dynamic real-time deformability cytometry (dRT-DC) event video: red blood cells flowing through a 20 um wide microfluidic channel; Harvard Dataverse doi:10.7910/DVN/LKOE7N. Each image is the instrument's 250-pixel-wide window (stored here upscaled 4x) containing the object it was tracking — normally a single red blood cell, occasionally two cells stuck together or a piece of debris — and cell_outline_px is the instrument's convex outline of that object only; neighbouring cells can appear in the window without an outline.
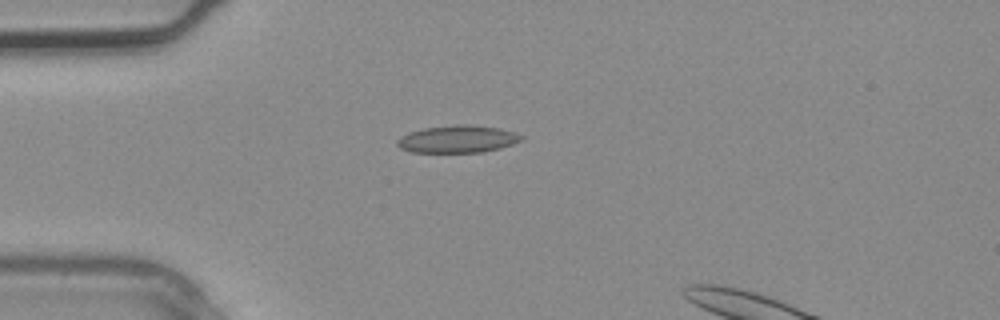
{"species": "common noctule bat (a hibernating species)", "species_latin": "Nyctalus noctula", "temperature_condition": "warm", "stored_images_in_passage": 3, "camera_frame_rate_fps": 3000, "um_per_image_px": 0.085, "animal": {"sex": "male", "body_mass_g": 20.4}, "frame": {"image": 1, "passage_image": 2, "time_ms": 0.333, "image_size_px": [1000, 320], "cell_outline_px": [[524, 140], [500, 148], [484, 152], [412, 152], [400, 148], [396, 144], [396, 140], [408, 132], [424, 128], [460, 124], [464, 124], [500, 128], [524, 136]], "centroid_in_image_um": [38.9, 11.82], "position_along_channel_um": 46.1, "area_um2": 19.77}}